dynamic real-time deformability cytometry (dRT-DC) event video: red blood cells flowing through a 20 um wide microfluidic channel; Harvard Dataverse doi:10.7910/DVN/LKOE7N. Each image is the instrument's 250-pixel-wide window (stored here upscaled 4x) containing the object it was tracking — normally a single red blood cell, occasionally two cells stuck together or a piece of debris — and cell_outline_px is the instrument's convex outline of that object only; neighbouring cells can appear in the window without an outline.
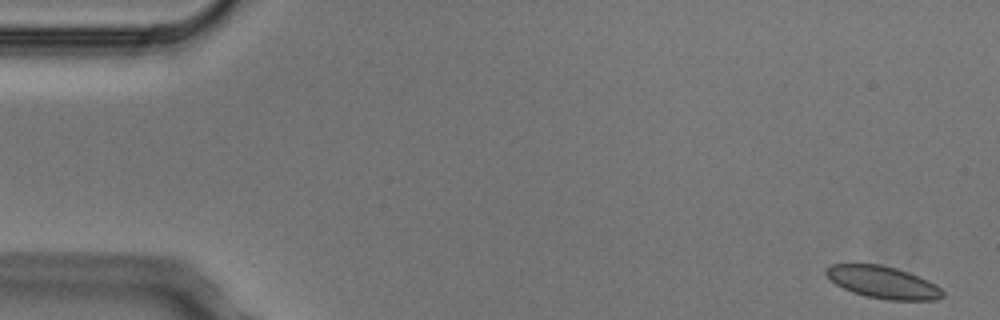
{"species": "Egyptian fruit bat (a non-hibernating species)", "species_latin": "Rousettus aegyptiacus", "temperature_condition": "cold", "stored_images_in_passage": 5, "camera_frame_rate_fps": 3000, "um_per_image_px": 0.085, "animal": {"sex": "male"}, "frame": {"image": 1, "passage_image": 1, "time_ms": 0.0, "image_size_px": [1000, 320], "cell_outline_px": [[944, 296], [936, 300], [888, 300], [864, 296], [852, 292], [836, 284], [824, 272], [824, 268], [832, 264], [880, 264], [896, 268], [908, 272], [928, 280], [936, 284], [944, 292]], "centroid_in_image_um": [75.06, 24.0], "position_along_channel_um": 9.9, "area_um2": 21.91}}